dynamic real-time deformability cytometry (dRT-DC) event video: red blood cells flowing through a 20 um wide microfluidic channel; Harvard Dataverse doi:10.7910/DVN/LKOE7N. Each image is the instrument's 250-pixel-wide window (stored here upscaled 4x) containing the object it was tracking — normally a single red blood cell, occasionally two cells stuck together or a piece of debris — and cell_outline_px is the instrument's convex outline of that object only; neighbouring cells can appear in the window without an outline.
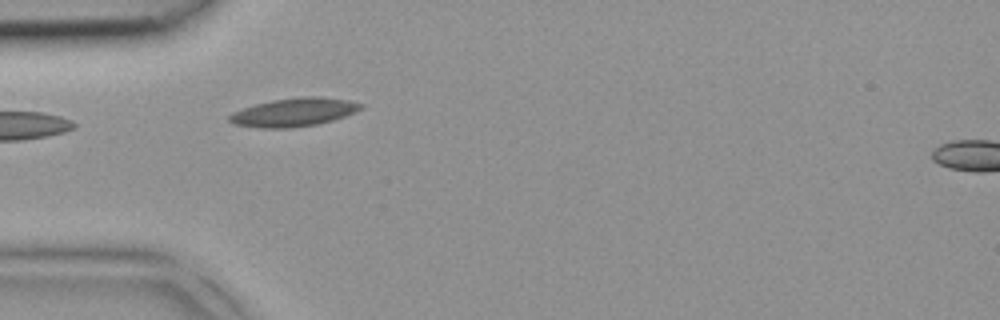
{"species": "common noctule bat (a hibernating species)", "species_latin": "Nyctalus noctula", "temperature_condition": "room temperature", "stored_images_in_passage": 5, "camera_frame_rate_fps": 3000, "um_per_image_px": 0.085, "animal": {"sex": "female", "body_mass_g": 18.4}, "frame": {"image": 1, "passage_image": 3, "time_ms": 0.667, "image_size_px": [1000, 320], "cell_outline_px": [[364, 108], [356, 112], [332, 120], [316, 124], [292, 128], [260, 128], [236, 124], [228, 120], [228, 116], [232, 112], [256, 104], [272, 100], [300, 96], [320, 96], [348, 100], [364, 104]], "centroid_in_image_um": [25.01, 9.53], "position_along_channel_um": 60.0, "area_um2": 21.79}}